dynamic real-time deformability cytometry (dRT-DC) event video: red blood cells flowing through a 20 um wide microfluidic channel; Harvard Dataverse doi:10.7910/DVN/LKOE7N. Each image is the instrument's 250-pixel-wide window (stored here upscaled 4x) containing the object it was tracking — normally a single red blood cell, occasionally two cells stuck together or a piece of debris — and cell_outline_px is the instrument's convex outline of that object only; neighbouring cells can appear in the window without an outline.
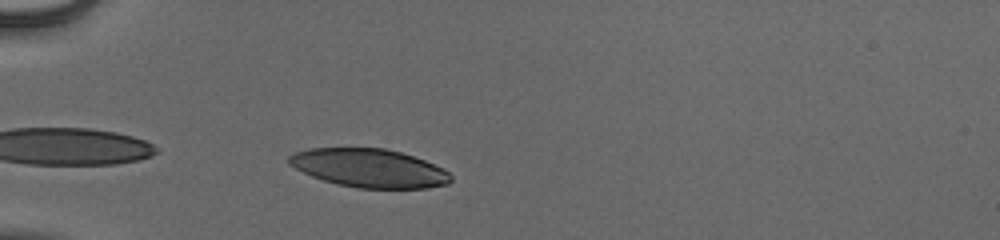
{"species": "human", "species_latin": "Homo sapiens", "temperature_condition": "cold", "stored_images_in_passage": 33, "camera_frame_rate_fps": 3000, "um_per_image_px": 0.085, "donor": {"sex": "male"}, "frame": {"image": 1, "passage_image": 2, "time_ms": 0.333, "image_size_px": [1000, 240], "cell_outline_px": [[452, 180], [448, 184], [428, 188], [356, 188], [336, 184], [312, 176], [288, 164], [288, 156], [296, 152], [308, 148], [384, 148], [400, 152], [424, 160], [444, 168], [452, 176]], "centroid_in_image_um": [31.4, 14.29], "position_along_channel_um": 53.6, "area_um2": 36.3}}
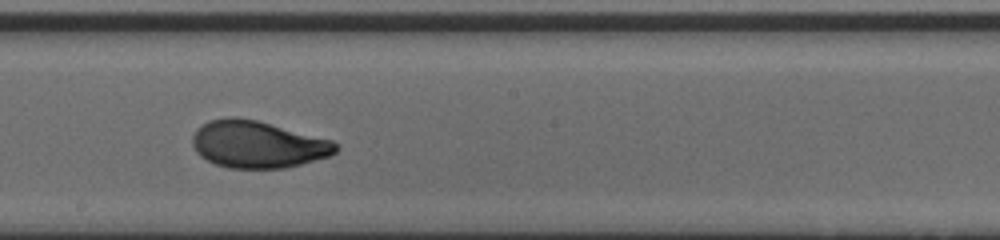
{"frame": {"image": 2, "passage_image": 17, "time_ms": 5.333, "image_size_px": [1000, 240], "cell_outline_px": [[340, 148], [336, 152], [328, 156], [300, 164], [284, 168], [228, 168], [216, 164], [200, 156], [196, 152], [192, 144], [192, 136], [196, 128], [208, 120], [228, 116], [236, 116], [256, 120], [332, 140]], "centroid_in_image_um": [21.86, 12.26], "position_along_channel_um": 226.3, "area_um2": 39.3}}
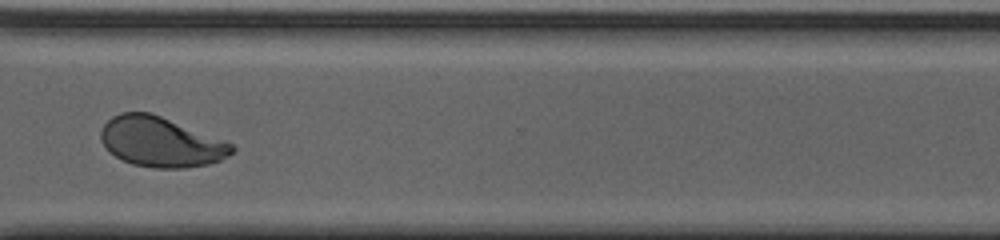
{"frame": {"image": 3, "passage_image": 27, "time_ms": 8.667, "image_size_px": [1000, 240], "cell_outline_px": [[236, 148], [228, 156], [220, 160], [208, 164], [184, 168], [152, 168], [132, 164], [108, 152], [100, 140], [100, 132], [104, 124], [112, 116], [120, 112], [152, 112], [228, 140]], "centroid_in_image_um": [13.69, 12.05], "position_along_channel_um": 356.9, "area_um2": 38.78}, "authors_computed_cell_mechanics": {"area_um2": 38.7838, "velocity_mm_per_s": 3.8994, "shape_relaxation_time_tau1_ms": 3.9741, "shape_relaxation_time_tau2_ms": 0.8707, "deformation_change_tau1": 0.1968, "deformation_change_tau2": 0.0584}}